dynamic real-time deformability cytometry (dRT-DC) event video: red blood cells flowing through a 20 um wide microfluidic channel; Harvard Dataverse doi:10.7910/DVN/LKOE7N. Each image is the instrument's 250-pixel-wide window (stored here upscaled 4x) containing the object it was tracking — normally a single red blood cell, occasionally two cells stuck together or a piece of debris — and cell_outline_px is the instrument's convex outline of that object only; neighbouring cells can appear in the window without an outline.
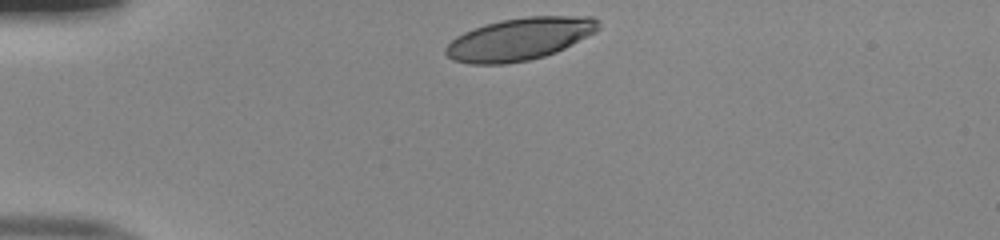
{"species": "human", "species_latin": "Homo sapiens", "temperature_condition": "room temperature", "stored_images_in_passage": 31, "camera_frame_rate_fps": 3000, "um_per_image_px": 0.085, "donor": {"sex": "male"}, "frame": {"image": 1, "passage_image": 1, "time_ms": 0.0, "image_size_px": [1000, 240], "cell_outline_px": [[600, 28], [596, 32], [556, 52], [544, 56], [528, 60], [504, 64], [468, 64], [452, 60], [444, 52], [444, 48], [456, 36], [464, 32], [484, 24], [500, 20], [528, 16], [592, 16], [600, 20]], "centroid_in_image_um": [44.17, 3.31], "position_along_channel_um": 40.8, "area_um2": 37.92}}
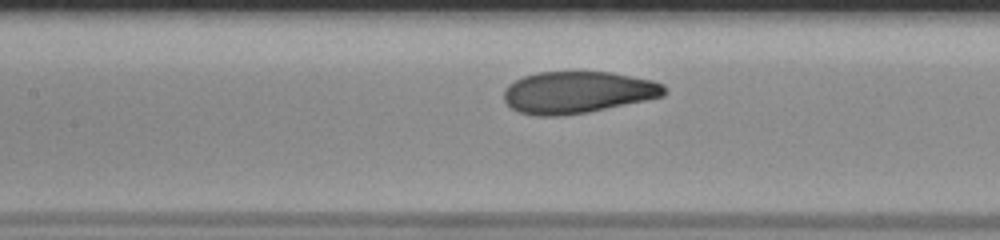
{"frame": {"image": 2, "passage_image": 13, "time_ms": 4.0, "image_size_px": [1000, 240], "cell_outline_px": [[664, 96], [648, 100], [588, 112], [560, 116], [536, 116], [520, 112], [512, 108], [504, 100], [504, 88], [508, 84], [524, 76], [540, 72], [612, 72], [652, 80], [664, 84]], "centroid_in_image_um": [49.1, 7.85], "position_along_channel_um": 158.3, "area_um2": 39.19}}
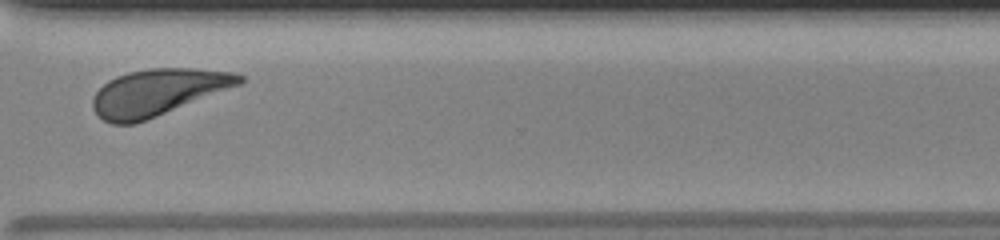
{"frame": {"image": 3, "passage_image": 28, "time_ms": 9.0, "image_size_px": [1000, 240], "cell_outline_px": [[244, 80], [240, 84], [136, 124], [112, 124], [104, 120], [92, 108], [92, 96], [108, 80], [116, 76], [128, 72], [148, 68], [196, 68], [236, 72], [244, 76]], "centroid_in_image_um": [13.4, 7.83], "position_along_channel_um": 357.2, "area_um2": 39.65}, "authors_computed_cell_mechanics": {"area_um2": 39.7086, "velocity_mm_per_s": 3.9836, "shape_relaxation_time_tau1_ms": 2.974, "shape_relaxation_time_tau2_ms": 2.1032, "deformation_change_tau1": 0.1625, "deformation_change_tau2": 0.0816}}